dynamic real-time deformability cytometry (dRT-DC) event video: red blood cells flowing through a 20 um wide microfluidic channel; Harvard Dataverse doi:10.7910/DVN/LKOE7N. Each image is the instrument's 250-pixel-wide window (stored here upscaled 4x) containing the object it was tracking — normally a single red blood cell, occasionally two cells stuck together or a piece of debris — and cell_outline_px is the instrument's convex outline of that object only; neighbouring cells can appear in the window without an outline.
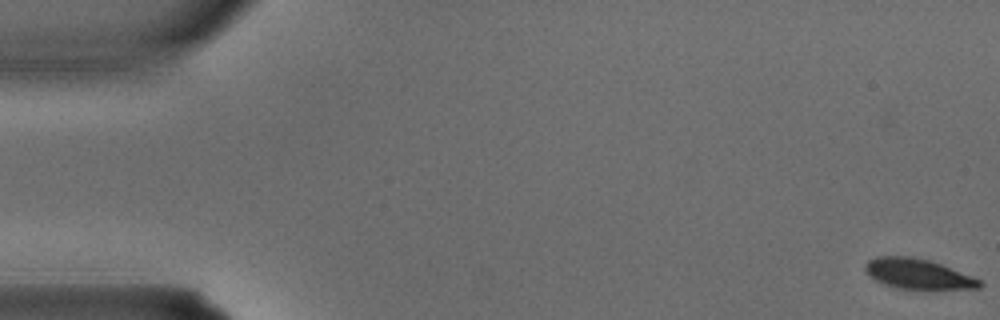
{"species": "common noctule bat (a hibernating species)", "species_latin": "Nyctalus noctula", "temperature_condition": "warm", "stored_images_in_passage": 4, "segment_of_instrument_passage": [2, 2], "camera_frame_rate_fps": 3000, "um_per_image_px": 0.085, "animal": {"sex": "male", "body_mass_g": 15.6}, "frame": {"image": 1, "passage_image": 4, "time_ms": 1.0, "image_size_px": [1000, 320], "cell_outline_px": [[984, 284], [980, 288], [900, 288], [884, 284], [876, 280], [864, 268], [864, 264], [868, 260], [876, 256], [912, 256], [928, 260], [940, 264], [972, 276], [980, 280]], "centroid_in_image_um": [78.01, 23.26], "position_along_channel_um": 7.0, "area_um2": 19.59}}